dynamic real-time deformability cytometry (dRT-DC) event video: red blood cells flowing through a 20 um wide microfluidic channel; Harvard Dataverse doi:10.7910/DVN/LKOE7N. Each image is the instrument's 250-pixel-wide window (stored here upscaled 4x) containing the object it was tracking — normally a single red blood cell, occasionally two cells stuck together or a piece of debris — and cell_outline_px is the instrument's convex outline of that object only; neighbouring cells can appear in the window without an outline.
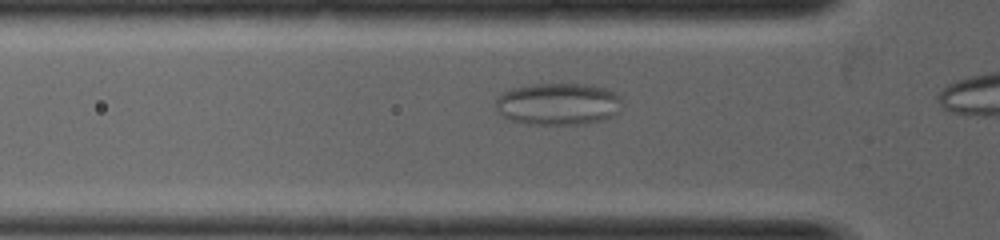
{"species": "common noctule bat (a hibernating species)", "species_latin": "Nyctalus noctula", "temperature_condition": "warm", "stored_images_in_passage": 7, "camera_frame_rate_fps": 5000, "um_per_image_px": 0.085, "animal": {"sex": "female", "body_mass_g": 19.0, "forearm_length_mm": 53.3}, "frame": {"image": 1, "passage_image": 5, "time_ms": 0.8, "image_size_px": [1000, 240], "cell_outline_px": [[620, 100], [616, 112], [612, 116], [600, 120], [584, 124], [524, 124], [508, 120], [500, 116], [496, 112], [496, 100], [504, 92], [512, 88], [532, 84], [588, 84], [608, 88], [616, 92], [620, 96]], "centroid_in_image_um": [47.39, 8.84], "position_along_channel_um": 78.4, "area_um2": 31.15}}